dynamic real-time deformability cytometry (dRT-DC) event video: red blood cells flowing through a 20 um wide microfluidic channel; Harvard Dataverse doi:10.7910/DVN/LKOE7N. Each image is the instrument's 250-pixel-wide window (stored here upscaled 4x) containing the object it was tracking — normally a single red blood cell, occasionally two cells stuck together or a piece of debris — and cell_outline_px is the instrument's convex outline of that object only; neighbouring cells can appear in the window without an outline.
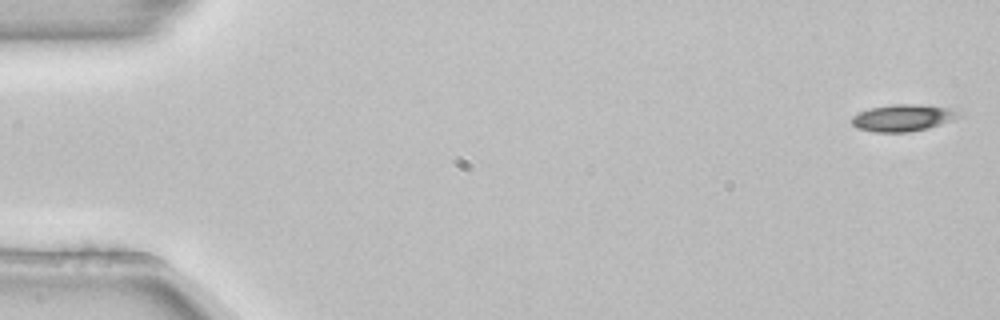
{"species": "common noctule bat (a hibernating species)", "species_latin": "Nyctalus noctula", "temperature_condition": "room temperature", "stored_images_in_passage": 15, "camera_frame_rate_fps": 3000, "um_per_image_px": 0.085, "animal": {"sex": "female", "body_mass_g": 22.7, "forearm_length_mm": 54.2}, "frame": {"image": 1, "passage_image": 1, "time_ms": 0.0, "image_size_px": [1000, 320], "cell_outline_px": [[964, 112], [960, 116], [952, 120], [928, 128], [908, 132], [876, 132], [856, 128], [852, 124], [852, 116], [860, 112], [872, 108], [896, 104], [920, 104], [944, 108]], "centroid_in_image_um": [76.75, 10.02], "position_along_channel_um": 8.3, "area_um2": 16.53}}
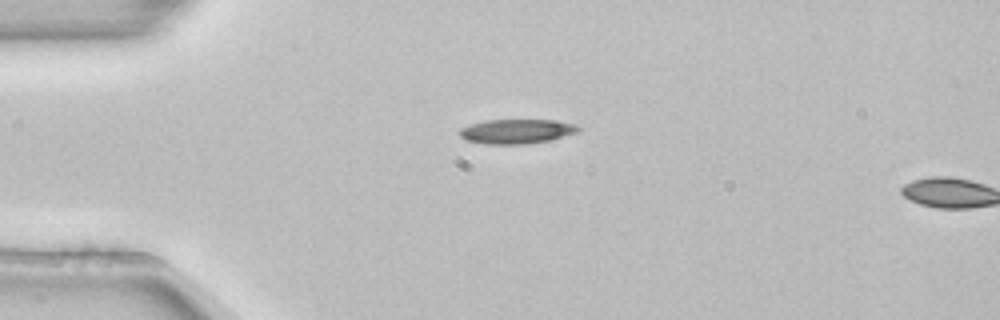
{"frame": {"image": 2, "passage_image": 13, "time_ms": 4.0, "image_size_px": [1000, 320], "cell_outline_px": [[580, 128], [576, 132], [552, 140], [528, 144], [484, 144], [464, 140], [460, 136], [460, 128], [484, 120], [556, 120], [576, 124]], "centroid_in_image_um": [43.9, 11.17], "position_along_channel_um": 41.1, "area_um2": 17.05}}